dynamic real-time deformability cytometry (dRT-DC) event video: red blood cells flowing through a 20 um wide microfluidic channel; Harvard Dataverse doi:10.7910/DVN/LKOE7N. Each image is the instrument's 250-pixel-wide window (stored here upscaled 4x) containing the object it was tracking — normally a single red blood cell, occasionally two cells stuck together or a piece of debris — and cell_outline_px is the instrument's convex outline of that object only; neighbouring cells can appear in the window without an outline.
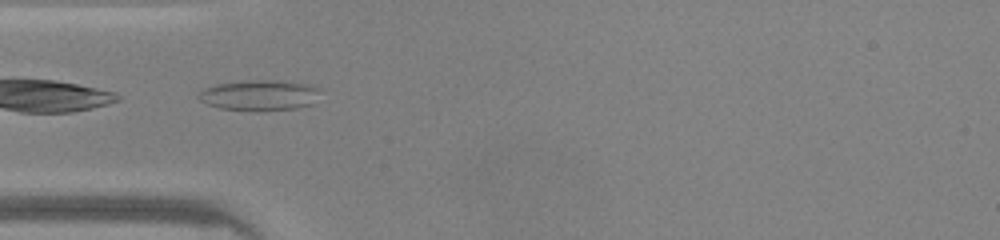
{"species": "common noctule bat (a hibernating species)", "species_latin": "Nyctalus noctula", "temperature_condition": "warm", "stored_images_in_passage": 32, "camera_frame_rate_fps": 3000, "um_per_image_px": 0.085, "animal": {"sex": "male", "body_mass_g": 20.0, "forearm_length_mm": 53.3}, "frame": {"image": 1, "passage_image": 1, "time_ms": 0.0, "image_size_px": [1000, 240], "cell_outline_px": [[316, 92], [312, 104], [296, 108], [256, 112], [220, 108], [208, 104], [200, 100], [196, 96], [204, 88], [216, 84], [252, 80], [276, 80], [308, 84], [316, 88]], "centroid_in_image_um": [21.98, 8.11], "position_along_channel_um": 63.0, "area_um2": 21.5}}
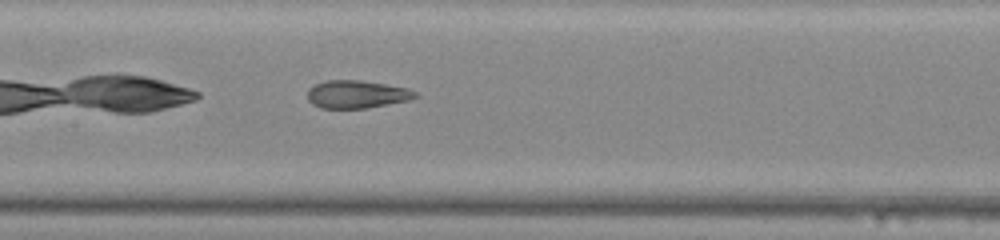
{"frame": {"image": 2, "passage_image": 9, "time_ms": 2.667, "image_size_px": [1000, 240], "cell_outline_px": [[420, 96], [408, 100], [368, 108], [320, 108], [312, 104], [308, 100], [308, 88], [316, 84], [328, 80], [360, 80], [408, 88], [416, 92]], "centroid_in_image_um": [30.32, 8.02], "position_along_channel_um": 177.1, "area_um2": 17.46}}
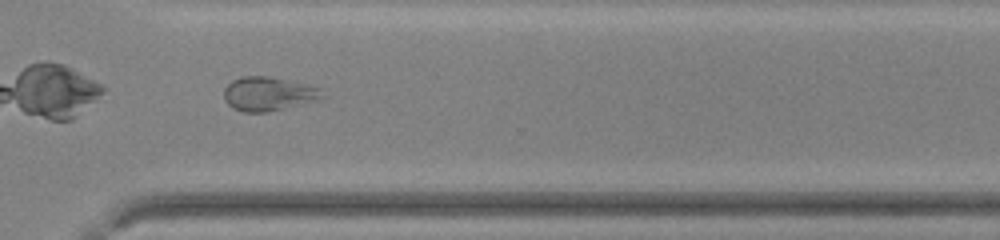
{"frame": {"image": 3, "passage_image": 21, "time_ms": 6.667, "image_size_px": [1000, 240], "cell_outline_px": [[328, 96], [316, 100], [264, 112], [244, 112], [232, 108], [224, 100], [224, 88], [232, 80], [244, 76], [268, 76], [308, 84], [320, 88]], "centroid_in_image_um": [22.81, 7.96], "position_along_channel_um": 347.8, "area_um2": 19.36}, "authors_computed_cell_mechanics": {"area_um2": 18.3226, "velocity_mm_per_s": 4.2666, "shape_relaxation_time_tau1_ms": null, "shape_relaxation_time_tau2_ms": 1.4097, "deformation_change_tau1": null, "deformation_change_tau2": 0.1011}}